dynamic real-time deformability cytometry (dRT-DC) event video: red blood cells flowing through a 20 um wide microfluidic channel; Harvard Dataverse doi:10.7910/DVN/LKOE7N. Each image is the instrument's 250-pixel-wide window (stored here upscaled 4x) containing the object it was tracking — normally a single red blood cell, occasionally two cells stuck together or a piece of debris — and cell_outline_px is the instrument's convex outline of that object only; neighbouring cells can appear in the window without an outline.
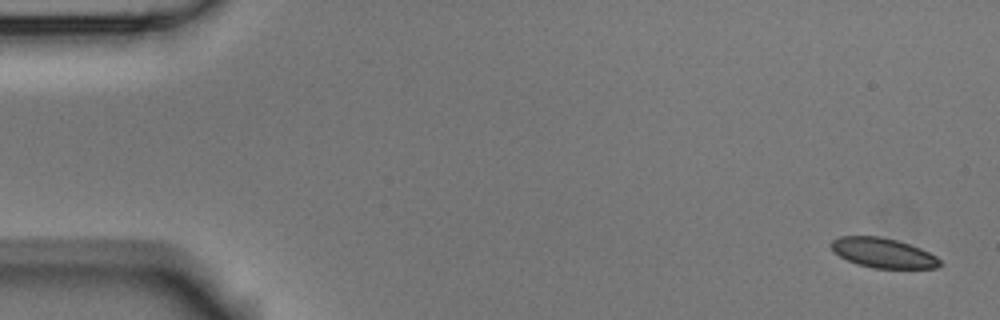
{"species": "Egyptian fruit bat (a non-hibernating species)", "species_latin": "Rousettus aegyptiacus", "temperature_condition": "room temperature", "stored_images_in_passage": 6, "camera_frame_rate_fps": 3000, "um_per_image_px": 0.085, "animal": {"sex": "male"}, "frame": {"image": 1, "passage_image": 1, "time_ms": 0.0, "image_size_px": [1000, 320], "cell_outline_px": [[944, 264], [936, 268], [872, 268], [856, 264], [832, 252], [832, 240], [840, 236], [880, 236], [896, 240], [920, 248], [936, 256]], "centroid_in_image_um": [75.06, 21.5], "position_along_channel_um": 9.9, "area_um2": 18.84}}
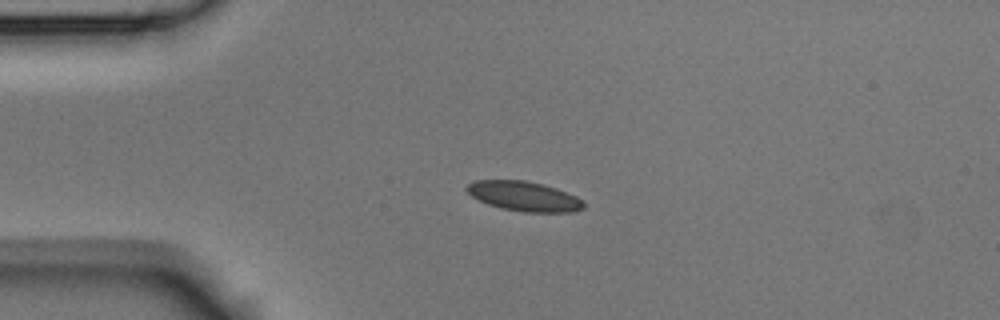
{"frame": {"image": 2, "passage_image": 4, "time_ms": 1.0, "image_size_px": [1000, 320], "cell_outline_px": [[584, 208], [576, 212], [524, 212], [500, 208], [488, 204], [472, 196], [464, 188], [468, 184], [476, 180], [524, 180], [556, 188], [576, 196], [584, 204]], "centroid_in_image_um": [44.54, 16.69], "position_along_channel_um": 40.5, "area_um2": 20.11}}
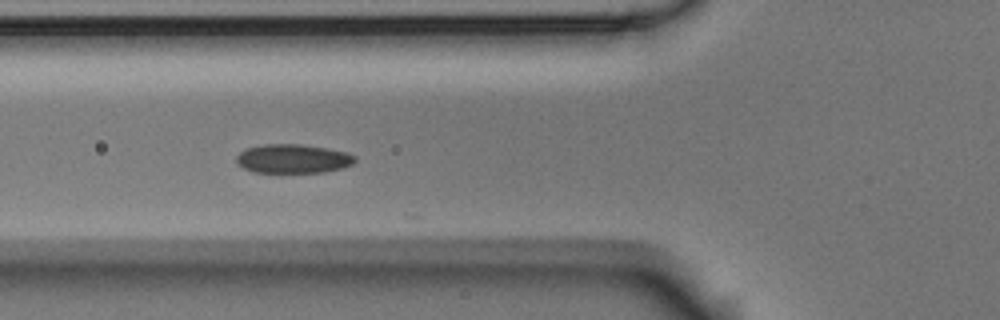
{"frame": {"image": 3, "passage_image": 6, "time_ms": 1.667, "image_size_px": [1000, 320], "cell_outline_px": [[356, 160], [352, 164], [340, 168], [324, 172], [252, 172], [236, 164], [236, 156], [240, 152], [248, 148], [264, 144], [300, 144], [328, 148], [348, 152], [356, 156]], "centroid_in_image_um": [24.9, 13.48], "position_along_channel_um": 100.9, "area_um2": 20.06}}